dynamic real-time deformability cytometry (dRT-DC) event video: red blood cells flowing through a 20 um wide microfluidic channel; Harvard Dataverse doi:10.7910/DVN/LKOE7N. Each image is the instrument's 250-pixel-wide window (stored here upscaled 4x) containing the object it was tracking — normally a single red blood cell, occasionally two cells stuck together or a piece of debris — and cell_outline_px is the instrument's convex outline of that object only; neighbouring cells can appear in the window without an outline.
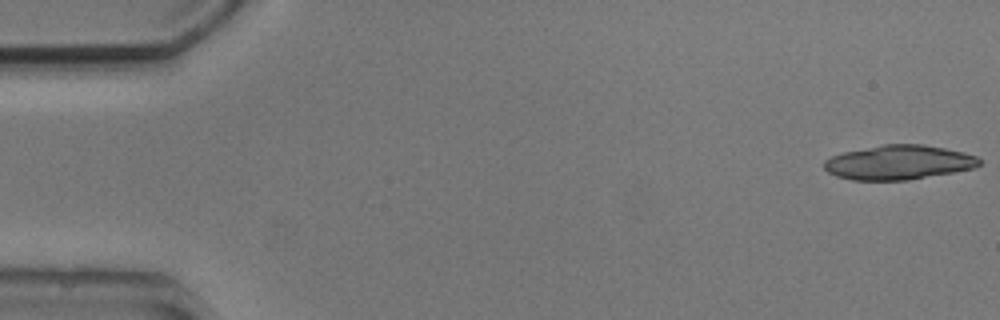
{"species": "common noctule bat (a hibernating species)", "species_latin": "Nyctalus noctula", "temperature_condition": "cold", "stored_images_in_passage": 4, "camera_frame_rate_fps": 3000, "um_per_image_px": 0.085, "animal": {"sex": "male", "body_mass_g": 20.5, "forearm_length_mm": 52.5}, "frame": {"image": 1, "passage_image": 1, "time_ms": 0.0, "image_size_px": [1000, 320], "cell_outline_px": [[980, 164], [976, 168], [908, 180], [852, 180], [836, 176], [828, 172], [824, 168], [824, 160], [832, 156], [844, 152], [884, 144], [924, 144], [944, 148], [976, 156], [980, 160]], "centroid_in_image_um": [76.38, 13.81], "position_along_channel_um": 8.6, "area_um2": 30.98}}